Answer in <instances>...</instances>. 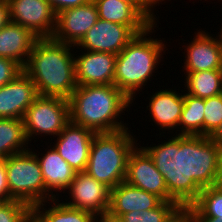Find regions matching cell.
Returning <instances> with one entry per match:
<instances>
[{"label": "cell", "instance_id": "obj_29", "mask_svg": "<svg viewBox=\"0 0 222 222\" xmlns=\"http://www.w3.org/2000/svg\"><path fill=\"white\" fill-rule=\"evenodd\" d=\"M32 218V207L20 200H11L0 206V222H28Z\"/></svg>", "mask_w": 222, "mask_h": 222}, {"label": "cell", "instance_id": "obj_7", "mask_svg": "<svg viewBox=\"0 0 222 222\" xmlns=\"http://www.w3.org/2000/svg\"><path fill=\"white\" fill-rule=\"evenodd\" d=\"M192 217L222 216V181L209 169L192 165L186 178V202Z\"/></svg>", "mask_w": 222, "mask_h": 222}, {"label": "cell", "instance_id": "obj_10", "mask_svg": "<svg viewBox=\"0 0 222 222\" xmlns=\"http://www.w3.org/2000/svg\"><path fill=\"white\" fill-rule=\"evenodd\" d=\"M11 22L30 29L39 38L53 36L57 14L47 0H7Z\"/></svg>", "mask_w": 222, "mask_h": 222}, {"label": "cell", "instance_id": "obj_35", "mask_svg": "<svg viewBox=\"0 0 222 222\" xmlns=\"http://www.w3.org/2000/svg\"><path fill=\"white\" fill-rule=\"evenodd\" d=\"M11 22L10 9L7 0H0V29Z\"/></svg>", "mask_w": 222, "mask_h": 222}, {"label": "cell", "instance_id": "obj_31", "mask_svg": "<svg viewBox=\"0 0 222 222\" xmlns=\"http://www.w3.org/2000/svg\"><path fill=\"white\" fill-rule=\"evenodd\" d=\"M6 158L0 159V201H11L7 184Z\"/></svg>", "mask_w": 222, "mask_h": 222}, {"label": "cell", "instance_id": "obj_5", "mask_svg": "<svg viewBox=\"0 0 222 222\" xmlns=\"http://www.w3.org/2000/svg\"><path fill=\"white\" fill-rule=\"evenodd\" d=\"M129 128L95 133L85 172L110 189L125 181L130 152L139 144Z\"/></svg>", "mask_w": 222, "mask_h": 222}, {"label": "cell", "instance_id": "obj_30", "mask_svg": "<svg viewBox=\"0 0 222 222\" xmlns=\"http://www.w3.org/2000/svg\"><path fill=\"white\" fill-rule=\"evenodd\" d=\"M23 71V67L18 62L0 57V87L15 79Z\"/></svg>", "mask_w": 222, "mask_h": 222}, {"label": "cell", "instance_id": "obj_34", "mask_svg": "<svg viewBox=\"0 0 222 222\" xmlns=\"http://www.w3.org/2000/svg\"><path fill=\"white\" fill-rule=\"evenodd\" d=\"M166 222H192V216H191L189 207L186 204H184Z\"/></svg>", "mask_w": 222, "mask_h": 222}, {"label": "cell", "instance_id": "obj_25", "mask_svg": "<svg viewBox=\"0 0 222 222\" xmlns=\"http://www.w3.org/2000/svg\"><path fill=\"white\" fill-rule=\"evenodd\" d=\"M184 74V87L187 89L184 92L187 94L205 99L222 93V69Z\"/></svg>", "mask_w": 222, "mask_h": 222}, {"label": "cell", "instance_id": "obj_19", "mask_svg": "<svg viewBox=\"0 0 222 222\" xmlns=\"http://www.w3.org/2000/svg\"><path fill=\"white\" fill-rule=\"evenodd\" d=\"M163 200L155 194L149 193L126 181L110 189V206L105 216L120 218L131 211L150 210L158 207Z\"/></svg>", "mask_w": 222, "mask_h": 222}, {"label": "cell", "instance_id": "obj_28", "mask_svg": "<svg viewBox=\"0 0 222 222\" xmlns=\"http://www.w3.org/2000/svg\"><path fill=\"white\" fill-rule=\"evenodd\" d=\"M222 121V93L205 98L203 143L216 131Z\"/></svg>", "mask_w": 222, "mask_h": 222}, {"label": "cell", "instance_id": "obj_38", "mask_svg": "<svg viewBox=\"0 0 222 222\" xmlns=\"http://www.w3.org/2000/svg\"><path fill=\"white\" fill-rule=\"evenodd\" d=\"M150 8H152V10H156L155 7L160 5V3L162 4V1L164 0H143ZM156 5V6H155ZM154 8V9H153Z\"/></svg>", "mask_w": 222, "mask_h": 222}, {"label": "cell", "instance_id": "obj_14", "mask_svg": "<svg viewBox=\"0 0 222 222\" xmlns=\"http://www.w3.org/2000/svg\"><path fill=\"white\" fill-rule=\"evenodd\" d=\"M94 135L93 131L70 121L52 146L76 172H84Z\"/></svg>", "mask_w": 222, "mask_h": 222}, {"label": "cell", "instance_id": "obj_17", "mask_svg": "<svg viewBox=\"0 0 222 222\" xmlns=\"http://www.w3.org/2000/svg\"><path fill=\"white\" fill-rule=\"evenodd\" d=\"M191 43L186 44L184 66L185 72L222 69L219 32L216 37L203 30L195 32ZM188 45V46H187Z\"/></svg>", "mask_w": 222, "mask_h": 222}, {"label": "cell", "instance_id": "obj_12", "mask_svg": "<svg viewBox=\"0 0 222 222\" xmlns=\"http://www.w3.org/2000/svg\"><path fill=\"white\" fill-rule=\"evenodd\" d=\"M204 107L205 99L185 92L179 133L176 132L166 143L185 149L192 155L203 144Z\"/></svg>", "mask_w": 222, "mask_h": 222}, {"label": "cell", "instance_id": "obj_24", "mask_svg": "<svg viewBox=\"0 0 222 222\" xmlns=\"http://www.w3.org/2000/svg\"><path fill=\"white\" fill-rule=\"evenodd\" d=\"M23 119L0 118V159L29 150Z\"/></svg>", "mask_w": 222, "mask_h": 222}, {"label": "cell", "instance_id": "obj_40", "mask_svg": "<svg viewBox=\"0 0 222 222\" xmlns=\"http://www.w3.org/2000/svg\"><path fill=\"white\" fill-rule=\"evenodd\" d=\"M219 40H220V47H221V57H222V27L219 34Z\"/></svg>", "mask_w": 222, "mask_h": 222}, {"label": "cell", "instance_id": "obj_22", "mask_svg": "<svg viewBox=\"0 0 222 222\" xmlns=\"http://www.w3.org/2000/svg\"><path fill=\"white\" fill-rule=\"evenodd\" d=\"M100 19L129 26L136 34L152 24L131 4L123 0H93Z\"/></svg>", "mask_w": 222, "mask_h": 222}, {"label": "cell", "instance_id": "obj_2", "mask_svg": "<svg viewBox=\"0 0 222 222\" xmlns=\"http://www.w3.org/2000/svg\"><path fill=\"white\" fill-rule=\"evenodd\" d=\"M72 49L75 46L52 38L36 41L23 69L36 85L39 95L69 100L77 88Z\"/></svg>", "mask_w": 222, "mask_h": 222}, {"label": "cell", "instance_id": "obj_18", "mask_svg": "<svg viewBox=\"0 0 222 222\" xmlns=\"http://www.w3.org/2000/svg\"><path fill=\"white\" fill-rule=\"evenodd\" d=\"M48 147L50 149H45V154L43 153L42 157H39L40 153L37 154L34 150L32 151L36 155L42 170L46 187V201L58 198V192L63 191L66 194L65 189L70 185L77 173L53 146Z\"/></svg>", "mask_w": 222, "mask_h": 222}, {"label": "cell", "instance_id": "obj_11", "mask_svg": "<svg viewBox=\"0 0 222 222\" xmlns=\"http://www.w3.org/2000/svg\"><path fill=\"white\" fill-rule=\"evenodd\" d=\"M136 35L129 26L99 18L75 47L118 55Z\"/></svg>", "mask_w": 222, "mask_h": 222}, {"label": "cell", "instance_id": "obj_6", "mask_svg": "<svg viewBox=\"0 0 222 222\" xmlns=\"http://www.w3.org/2000/svg\"><path fill=\"white\" fill-rule=\"evenodd\" d=\"M6 171L12 200L26 202L31 207L46 201L42 170L32 149L7 157Z\"/></svg>", "mask_w": 222, "mask_h": 222}, {"label": "cell", "instance_id": "obj_32", "mask_svg": "<svg viewBox=\"0 0 222 222\" xmlns=\"http://www.w3.org/2000/svg\"><path fill=\"white\" fill-rule=\"evenodd\" d=\"M133 5L151 24H156L157 17L143 0H123Z\"/></svg>", "mask_w": 222, "mask_h": 222}, {"label": "cell", "instance_id": "obj_26", "mask_svg": "<svg viewBox=\"0 0 222 222\" xmlns=\"http://www.w3.org/2000/svg\"><path fill=\"white\" fill-rule=\"evenodd\" d=\"M192 163L202 168L222 165V121L216 131L192 154Z\"/></svg>", "mask_w": 222, "mask_h": 222}, {"label": "cell", "instance_id": "obj_27", "mask_svg": "<svg viewBox=\"0 0 222 222\" xmlns=\"http://www.w3.org/2000/svg\"><path fill=\"white\" fill-rule=\"evenodd\" d=\"M186 201H163L158 207L150 210L131 211L119 219L123 222H166Z\"/></svg>", "mask_w": 222, "mask_h": 222}, {"label": "cell", "instance_id": "obj_4", "mask_svg": "<svg viewBox=\"0 0 222 222\" xmlns=\"http://www.w3.org/2000/svg\"><path fill=\"white\" fill-rule=\"evenodd\" d=\"M156 27L157 23L152 24L137 34L116 57L113 84L132 101L137 92L151 81L150 77L154 76L162 61L161 56L168 50L163 40L149 36Z\"/></svg>", "mask_w": 222, "mask_h": 222}, {"label": "cell", "instance_id": "obj_37", "mask_svg": "<svg viewBox=\"0 0 222 222\" xmlns=\"http://www.w3.org/2000/svg\"><path fill=\"white\" fill-rule=\"evenodd\" d=\"M222 181V165L209 168Z\"/></svg>", "mask_w": 222, "mask_h": 222}, {"label": "cell", "instance_id": "obj_36", "mask_svg": "<svg viewBox=\"0 0 222 222\" xmlns=\"http://www.w3.org/2000/svg\"><path fill=\"white\" fill-rule=\"evenodd\" d=\"M192 222H222V216H218V217H192Z\"/></svg>", "mask_w": 222, "mask_h": 222}, {"label": "cell", "instance_id": "obj_21", "mask_svg": "<svg viewBox=\"0 0 222 222\" xmlns=\"http://www.w3.org/2000/svg\"><path fill=\"white\" fill-rule=\"evenodd\" d=\"M38 39L30 29L10 22L0 29V57L12 59L24 68Z\"/></svg>", "mask_w": 222, "mask_h": 222}, {"label": "cell", "instance_id": "obj_23", "mask_svg": "<svg viewBox=\"0 0 222 222\" xmlns=\"http://www.w3.org/2000/svg\"><path fill=\"white\" fill-rule=\"evenodd\" d=\"M32 218L36 222H100L94 213L68 206L59 201V197L34 205Z\"/></svg>", "mask_w": 222, "mask_h": 222}, {"label": "cell", "instance_id": "obj_8", "mask_svg": "<svg viewBox=\"0 0 222 222\" xmlns=\"http://www.w3.org/2000/svg\"><path fill=\"white\" fill-rule=\"evenodd\" d=\"M69 122V100L41 95L28 107L23 117L29 144L37 135V137L49 135L50 138L51 136L56 138Z\"/></svg>", "mask_w": 222, "mask_h": 222}, {"label": "cell", "instance_id": "obj_42", "mask_svg": "<svg viewBox=\"0 0 222 222\" xmlns=\"http://www.w3.org/2000/svg\"><path fill=\"white\" fill-rule=\"evenodd\" d=\"M28 222H36L33 218H31Z\"/></svg>", "mask_w": 222, "mask_h": 222}, {"label": "cell", "instance_id": "obj_3", "mask_svg": "<svg viewBox=\"0 0 222 222\" xmlns=\"http://www.w3.org/2000/svg\"><path fill=\"white\" fill-rule=\"evenodd\" d=\"M132 103L114 84L77 86L69 98L70 121L94 133L126 129L119 119Z\"/></svg>", "mask_w": 222, "mask_h": 222}, {"label": "cell", "instance_id": "obj_39", "mask_svg": "<svg viewBox=\"0 0 222 222\" xmlns=\"http://www.w3.org/2000/svg\"><path fill=\"white\" fill-rule=\"evenodd\" d=\"M100 222H123V221L116 217L104 216L100 219Z\"/></svg>", "mask_w": 222, "mask_h": 222}, {"label": "cell", "instance_id": "obj_41", "mask_svg": "<svg viewBox=\"0 0 222 222\" xmlns=\"http://www.w3.org/2000/svg\"><path fill=\"white\" fill-rule=\"evenodd\" d=\"M7 202H10V201H0V206L4 203H7Z\"/></svg>", "mask_w": 222, "mask_h": 222}, {"label": "cell", "instance_id": "obj_20", "mask_svg": "<svg viewBox=\"0 0 222 222\" xmlns=\"http://www.w3.org/2000/svg\"><path fill=\"white\" fill-rule=\"evenodd\" d=\"M184 105V94L171 89H161L152 93L149 98V116L161 131H178L181 113ZM149 107V109H148ZM164 129V130H163Z\"/></svg>", "mask_w": 222, "mask_h": 222}, {"label": "cell", "instance_id": "obj_15", "mask_svg": "<svg viewBox=\"0 0 222 222\" xmlns=\"http://www.w3.org/2000/svg\"><path fill=\"white\" fill-rule=\"evenodd\" d=\"M74 54L77 86L112 85L114 83L116 54L82 51Z\"/></svg>", "mask_w": 222, "mask_h": 222}, {"label": "cell", "instance_id": "obj_13", "mask_svg": "<svg viewBox=\"0 0 222 222\" xmlns=\"http://www.w3.org/2000/svg\"><path fill=\"white\" fill-rule=\"evenodd\" d=\"M99 19L95 2L63 10L57 14L53 40L76 46Z\"/></svg>", "mask_w": 222, "mask_h": 222}, {"label": "cell", "instance_id": "obj_33", "mask_svg": "<svg viewBox=\"0 0 222 222\" xmlns=\"http://www.w3.org/2000/svg\"><path fill=\"white\" fill-rule=\"evenodd\" d=\"M56 14L59 12L88 3L90 0H47Z\"/></svg>", "mask_w": 222, "mask_h": 222}, {"label": "cell", "instance_id": "obj_9", "mask_svg": "<svg viewBox=\"0 0 222 222\" xmlns=\"http://www.w3.org/2000/svg\"><path fill=\"white\" fill-rule=\"evenodd\" d=\"M69 190V191H66ZM69 195L68 206L94 213L100 219L110 206V188L84 172H77L70 185L65 189Z\"/></svg>", "mask_w": 222, "mask_h": 222}, {"label": "cell", "instance_id": "obj_16", "mask_svg": "<svg viewBox=\"0 0 222 222\" xmlns=\"http://www.w3.org/2000/svg\"><path fill=\"white\" fill-rule=\"evenodd\" d=\"M39 96L36 85L23 71L0 87V118L23 119L28 107Z\"/></svg>", "mask_w": 222, "mask_h": 222}, {"label": "cell", "instance_id": "obj_1", "mask_svg": "<svg viewBox=\"0 0 222 222\" xmlns=\"http://www.w3.org/2000/svg\"><path fill=\"white\" fill-rule=\"evenodd\" d=\"M138 145L129 154L125 181L163 201H186V178L193 165L192 155L165 140L158 145Z\"/></svg>", "mask_w": 222, "mask_h": 222}]
</instances>
